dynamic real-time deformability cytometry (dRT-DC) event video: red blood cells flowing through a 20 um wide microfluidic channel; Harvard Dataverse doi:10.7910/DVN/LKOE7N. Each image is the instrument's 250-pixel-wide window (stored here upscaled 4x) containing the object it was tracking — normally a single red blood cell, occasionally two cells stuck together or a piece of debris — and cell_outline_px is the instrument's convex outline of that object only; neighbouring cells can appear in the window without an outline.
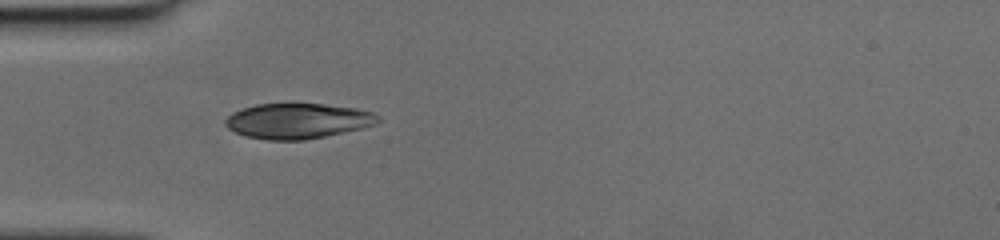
{"species": "human", "species_latin": "Homo sapiens", "temperature_condition": "cold", "stored_images_in_passage": 35, "camera_frame_rate_fps": 3000, "um_per_image_px": 0.085, "donor": {"sex": "female"}, "frame": {"image": 1, "passage_image": 1, "time_ms": 0.0, "image_size_px": [1000, 240], "cell_outline_px": [[380, 120], [376, 124], [364, 128], [304, 140], [264, 140], [244, 136], [228, 128], [224, 124], [224, 120], [232, 112], [256, 104], [324, 104], [356, 108], [372, 112], [380, 116]], "centroid_in_image_um": [25.3, 10.28], "position_along_channel_um": 59.7, "area_um2": 31.5}}
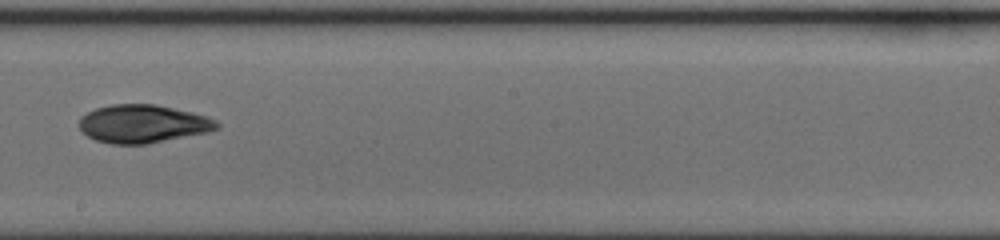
{"frame": {"image": 2, "passage_image": 14, "time_ms": 4.333, "image_size_px": [1000, 240], "cell_outline_px": [[220, 128], [208, 132], [148, 144], [112, 144], [96, 140], [88, 136], [80, 128], [80, 116], [96, 108], [112, 104], [156, 104], [192, 112], [208, 116], [216, 120], [220, 124]], "centroid_in_image_um": [12.18, 10.52], "position_along_channel_um": 236.0, "area_um2": 30.69}}
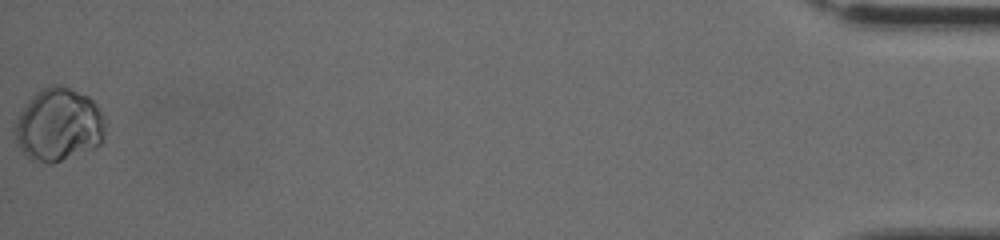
{"frame": {"image": 3, "passage_image": 35, "time_ms": 11.333, "image_size_px": [1000, 240], "cell_outline_px": [[104, 140], [96, 148], [52, 164], [48, 164], [32, 160], [20, 148], [12, 132], [12, 124], [28, 100], [36, 92], [48, 84], [60, 84], [88, 96], [96, 104], [104, 116]], "centroid_in_image_um": [4.96, 10.61], "position_along_channel_um": 430.2, "area_um2": 39.07}}